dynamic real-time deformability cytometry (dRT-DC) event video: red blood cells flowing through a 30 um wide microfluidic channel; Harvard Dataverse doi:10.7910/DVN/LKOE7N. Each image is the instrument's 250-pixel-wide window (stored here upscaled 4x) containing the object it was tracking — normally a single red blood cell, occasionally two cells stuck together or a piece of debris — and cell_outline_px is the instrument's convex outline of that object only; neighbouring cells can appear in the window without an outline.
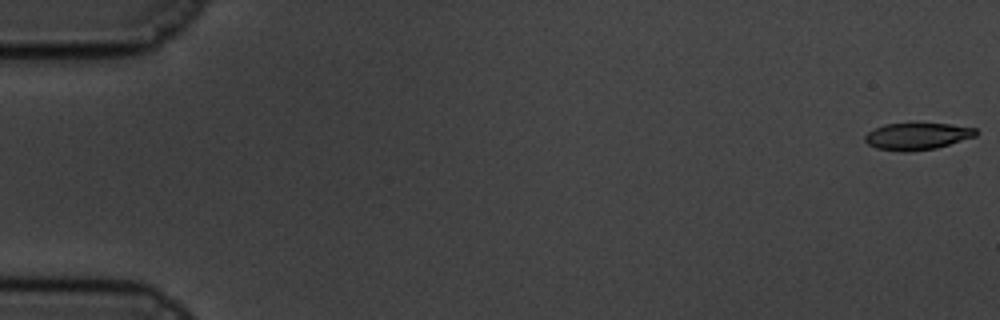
{"species": "common noctule bat (a hibernating species)", "species_latin": "Nyctalus noctula", "temperature_condition": "cold", "stored_images_in_passage": 60, "camera_frame_rate_fps": 3000, "um_per_image_px": 0.085, "animal": {"sex": "male", "body_mass_g": 19.5, "forearm_length_mm": 54.6}, "frame": {"image": 1, "passage_image": 1, "time_ms": 0.0, "image_size_px": [1000, 320], "cell_outline_px": [[980, 132], [976, 136], [936, 148], [908, 152], [904, 152], [876, 148], [868, 144], [864, 140], [864, 136], [868, 132], [884, 124], [948, 124], [976, 128]], "centroid_in_image_um": [77.97, 11.59], "position_along_channel_um": 7.0, "area_um2": 17.28}}
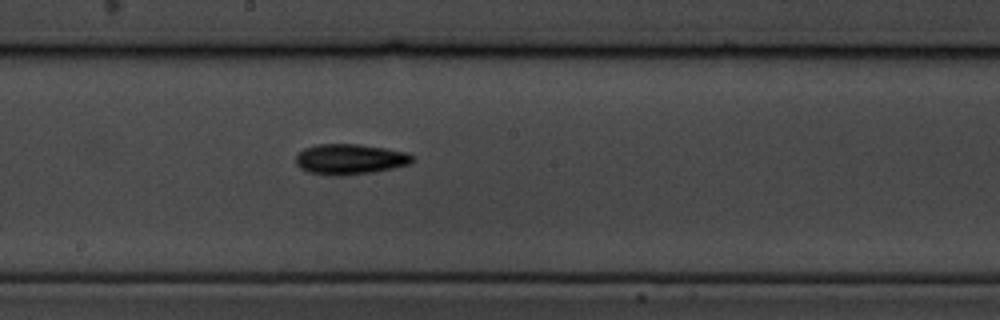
{"frame": {"image": 2, "passage_image": 33, "time_ms": 10.667, "image_size_px": [1000, 320], "cell_outline_px": [[416, 160], [408, 164], [392, 168], [372, 172], [340, 176], [332, 176], [308, 172], [300, 168], [296, 164], [296, 156], [304, 148], [316, 144], [360, 144], [408, 152], [416, 156]], "centroid_in_image_um": [29.76, 13.53], "position_along_channel_um": 218.4, "area_um2": 20.87}}
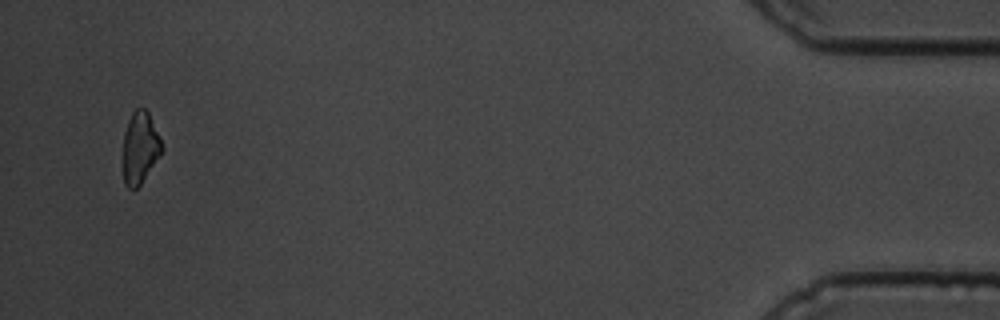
{"frame": {"image": 3, "passage_image": 58, "time_ms": 19.0, "image_size_px": [1000, 320], "cell_outline_px": [[164, 148], [160, 156], [140, 184], [136, 188], [128, 188], [124, 184], [124, 132], [128, 120], [132, 112], [136, 108], [144, 108], [148, 112], [160, 136]], "centroid_in_image_um": [11.92, 12.53], "position_along_channel_um": 423.3, "area_um2": 16.13}, "authors_computed_cell_mechanics": {"area_um2": 18.4671, "velocity_mm_per_s": 3.3956, "shape_relaxation_time_tau1_ms": 3.149, "shape_relaxation_time_tau2_ms": 6.2387, "deformation_change_tau1": 0.1168, "deformation_change_tau2": 0.1562}}